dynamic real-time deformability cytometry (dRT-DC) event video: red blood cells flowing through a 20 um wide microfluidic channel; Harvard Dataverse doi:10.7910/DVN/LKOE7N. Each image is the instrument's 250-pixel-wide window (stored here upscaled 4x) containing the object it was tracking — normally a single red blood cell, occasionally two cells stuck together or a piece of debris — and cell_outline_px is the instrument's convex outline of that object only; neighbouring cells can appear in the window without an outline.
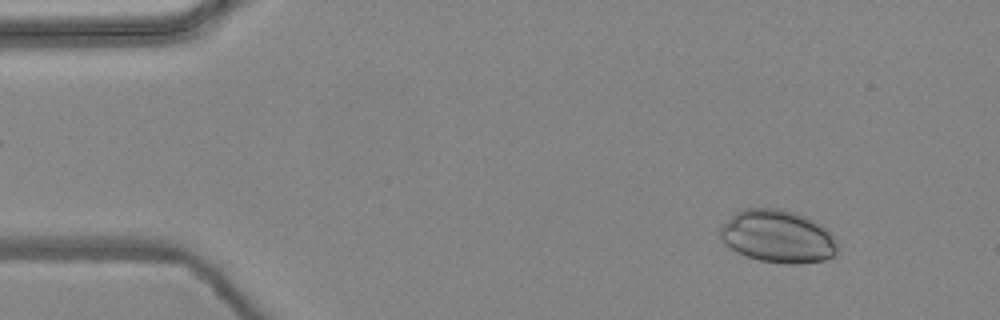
{"species": "common noctule bat (a hibernating species)", "species_latin": "Nyctalus noctula", "temperature_condition": "warm", "stored_images_in_passage": 3, "camera_frame_rate_fps": 3000, "um_per_image_px": 0.085, "animal": {"sex": "female", "body_mass_g": 24.6, "forearm_length_mm": 56.2}, "frame": {"image": 1, "passage_image": 1, "time_ms": 0.0, "image_size_px": [1000, 320], "cell_outline_px": [[840, 244], [836, 256], [824, 260], [796, 264], [784, 264], [760, 260], [736, 252], [724, 244], [720, 240], [720, 228], [736, 212], [744, 208], [776, 208], [808, 216], [820, 224]], "centroid_in_image_um": [66.13, 20.11], "position_along_channel_um": 18.9, "area_um2": 36.24}}